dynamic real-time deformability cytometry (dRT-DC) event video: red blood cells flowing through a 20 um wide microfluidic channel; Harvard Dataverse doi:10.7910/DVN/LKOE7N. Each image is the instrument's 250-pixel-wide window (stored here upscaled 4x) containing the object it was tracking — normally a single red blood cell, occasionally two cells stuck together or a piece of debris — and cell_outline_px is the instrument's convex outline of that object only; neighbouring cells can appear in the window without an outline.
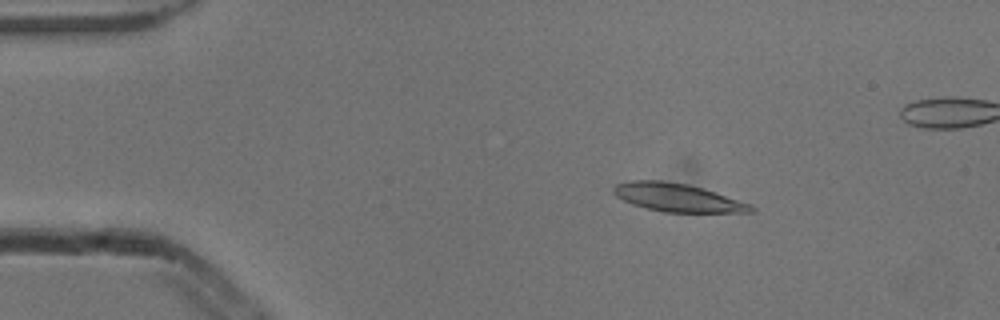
{"species": "common noctule bat (a hibernating species)", "species_latin": "Nyctalus noctula", "temperature_condition": "cold", "stored_images_in_passage": 5, "camera_frame_rate_fps": 3000, "um_per_image_px": 0.085, "animal": {"sex": "male", "body_mass_g": 13.3}, "frame": {"image": 1, "passage_image": 2, "time_ms": 0.333, "image_size_px": [1000, 320], "cell_outline_px": [[756, 212], [664, 212], [644, 208], [632, 204], [616, 196], [612, 192], [612, 188], [616, 184], [632, 180], [660, 180], [688, 184], [704, 188], [752, 204], [756, 208]], "centroid_in_image_um": [57.6, 16.79], "position_along_channel_um": 27.4, "area_um2": 22.77}}